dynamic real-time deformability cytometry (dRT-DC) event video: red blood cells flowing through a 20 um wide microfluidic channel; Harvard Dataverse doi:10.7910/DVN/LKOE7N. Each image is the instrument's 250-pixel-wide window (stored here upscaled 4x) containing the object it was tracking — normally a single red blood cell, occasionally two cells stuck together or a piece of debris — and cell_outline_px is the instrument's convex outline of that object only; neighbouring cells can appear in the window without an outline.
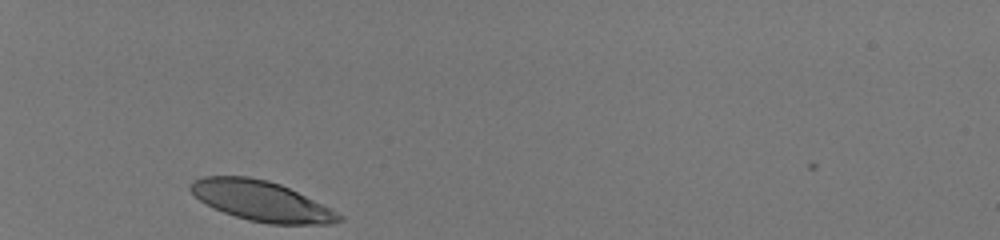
{"species": "human", "species_latin": "Homo sapiens", "temperature_condition": "room temperature", "stored_images_in_passage": 29, "camera_frame_rate_fps": 3000, "um_per_image_px": 0.085, "donor": {"sex": "male"}, "frame": {"image": 1, "passage_image": 1, "time_ms": 0.0, "image_size_px": [1000, 240], "cell_outline_px": [[344, 220], [328, 224], [268, 224], [248, 220], [224, 212], [200, 200], [188, 188], [188, 184], [192, 180], [204, 176], [248, 176], [268, 180], [280, 184], [344, 216]], "centroid_in_image_um": [22.17, 17.08], "position_along_channel_um": 62.8, "area_um2": 34.22}}
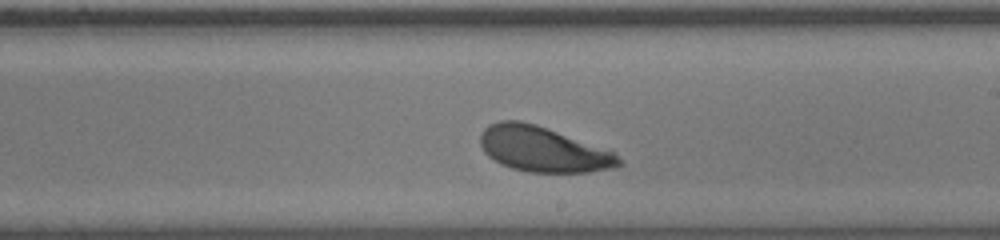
{"frame": {"image": 2, "passage_image": 17, "time_ms": 5.333, "image_size_px": [1000, 240], "cell_outline_px": [[624, 164], [616, 168], [588, 172], [528, 172], [512, 168], [500, 164], [488, 156], [484, 152], [480, 144], [480, 132], [488, 124], [500, 120], [520, 120], [536, 124], [616, 152]], "centroid_in_image_um": [46.16, 12.68], "position_along_channel_um": 242.8, "area_um2": 36.88}}
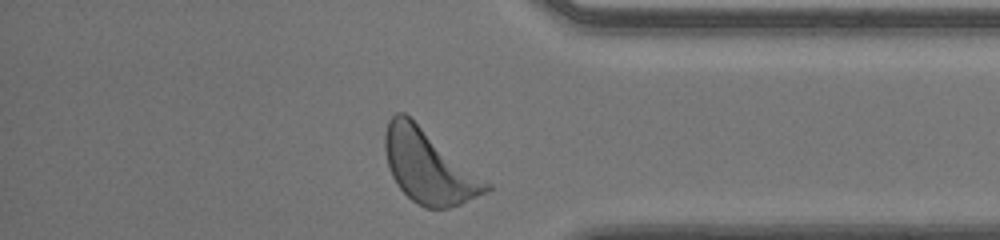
{"frame": {"image": 3, "passage_image": 29, "time_ms": 9.333, "image_size_px": [1000, 240], "cell_outline_px": [[492, 188], [460, 204], [448, 208], [424, 208], [412, 200], [396, 184], [392, 176], [388, 164], [384, 148], [384, 132], [388, 120], [396, 112], [404, 112], [492, 184]], "centroid_in_image_um": [36.41, 14.14], "position_along_channel_um": 398.8, "area_um2": 42.83}, "authors_computed_cell_mechanics": {"area_um2": 36.703, "velocity_mm_per_s": 3.9927, "shape_relaxation_time_tau1_ms": 1.6201, "shape_relaxation_time_tau2_ms": null, "deformation_change_tau1": 0.1321, "deformation_change_tau2": null}}